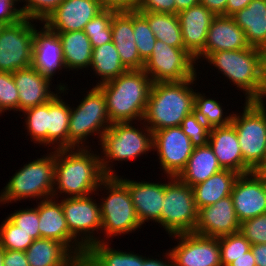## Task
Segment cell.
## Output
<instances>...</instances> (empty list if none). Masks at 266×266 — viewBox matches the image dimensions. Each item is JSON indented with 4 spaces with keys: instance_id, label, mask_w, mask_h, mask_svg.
<instances>
[{
    "instance_id": "obj_52",
    "label": "cell",
    "mask_w": 266,
    "mask_h": 266,
    "mask_svg": "<svg viewBox=\"0 0 266 266\" xmlns=\"http://www.w3.org/2000/svg\"><path fill=\"white\" fill-rule=\"evenodd\" d=\"M228 0H200V4L212 11L216 16H226Z\"/></svg>"
},
{
    "instance_id": "obj_43",
    "label": "cell",
    "mask_w": 266,
    "mask_h": 266,
    "mask_svg": "<svg viewBox=\"0 0 266 266\" xmlns=\"http://www.w3.org/2000/svg\"><path fill=\"white\" fill-rule=\"evenodd\" d=\"M7 216L16 226L20 227V230L30 234L34 240L40 239L38 202L36 207L34 205L33 208H20Z\"/></svg>"
},
{
    "instance_id": "obj_14",
    "label": "cell",
    "mask_w": 266,
    "mask_h": 266,
    "mask_svg": "<svg viewBox=\"0 0 266 266\" xmlns=\"http://www.w3.org/2000/svg\"><path fill=\"white\" fill-rule=\"evenodd\" d=\"M194 146L181 126L153 132L152 151H156L160 169L166 176L177 177L185 168Z\"/></svg>"
},
{
    "instance_id": "obj_58",
    "label": "cell",
    "mask_w": 266,
    "mask_h": 266,
    "mask_svg": "<svg viewBox=\"0 0 266 266\" xmlns=\"http://www.w3.org/2000/svg\"><path fill=\"white\" fill-rule=\"evenodd\" d=\"M263 73L266 82V47L263 49Z\"/></svg>"
},
{
    "instance_id": "obj_48",
    "label": "cell",
    "mask_w": 266,
    "mask_h": 266,
    "mask_svg": "<svg viewBox=\"0 0 266 266\" xmlns=\"http://www.w3.org/2000/svg\"><path fill=\"white\" fill-rule=\"evenodd\" d=\"M135 10L176 14V4L174 0H138Z\"/></svg>"
},
{
    "instance_id": "obj_32",
    "label": "cell",
    "mask_w": 266,
    "mask_h": 266,
    "mask_svg": "<svg viewBox=\"0 0 266 266\" xmlns=\"http://www.w3.org/2000/svg\"><path fill=\"white\" fill-rule=\"evenodd\" d=\"M59 92L48 102V149L58 150L68 148V128L71 108ZM54 145V146H53ZM51 146V147H50ZM50 147V148H49Z\"/></svg>"
},
{
    "instance_id": "obj_30",
    "label": "cell",
    "mask_w": 266,
    "mask_h": 266,
    "mask_svg": "<svg viewBox=\"0 0 266 266\" xmlns=\"http://www.w3.org/2000/svg\"><path fill=\"white\" fill-rule=\"evenodd\" d=\"M239 175L234 171L222 169L206 181L193 186L197 210L213 205L218 200L230 196Z\"/></svg>"
},
{
    "instance_id": "obj_41",
    "label": "cell",
    "mask_w": 266,
    "mask_h": 266,
    "mask_svg": "<svg viewBox=\"0 0 266 266\" xmlns=\"http://www.w3.org/2000/svg\"><path fill=\"white\" fill-rule=\"evenodd\" d=\"M220 246L221 266H228L250 250V242L240 233L221 236L218 238Z\"/></svg>"
},
{
    "instance_id": "obj_16",
    "label": "cell",
    "mask_w": 266,
    "mask_h": 266,
    "mask_svg": "<svg viewBox=\"0 0 266 266\" xmlns=\"http://www.w3.org/2000/svg\"><path fill=\"white\" fill-rule=\"evenodd\" d=\"M238 221L266 213V175L257 172L241 174L231 192Z\"/></svg>"
},
{
    "instance_id": "obj_26",
    "label": "cell",
    "mask_w": 266,
    "mask_h": 266,
    "mask_svg": "<svg viewBox=\"0 0 266 266\" xmlns=\"http://www.w3.org/2000/svg\"><path fill=\"white\" fill-rule=\"evenodd\" d=\"M111 29L112 42L124 67L127 70L143 69L144 62L140 58L134 40L133 10L115 12L111 20Z\"/></svg>"
},
{
    "instance_id": "obj_55",
    "label": "cell",
    "mask_w": 266,
    "mask_h": 266,
    "mask_svg": "<svg viewBox=\"0 0 266 266\" xmlns=\"http://www.w3.org/2000/svg\"><path fill=\"white\" fill-rule=\"evenodd\" d=\"M228 266H256L255 258L251 249L239 258H236V260L231 262Z\"/></svg>"
},
{
    "instance_id": "obj_54",
    "label": "cell",
    "mask_w": 266,
    "mask_h": 266,
    "mask_svg": "<svg viewBox=\"0 0 266 266\" xmlns=\"http://www.w3.org/2000/svg\"><path fill=\"white\" fill-rule=\"evenodd\" d=\"M252 0H228L226 7V16H232L237 11L247 7Z\"/></svg>"
},
{
    "instance_id": "obj_15",
    "label": "cell",
    "mask_w": 266,
    "mask_h": 266,
    "mask_svg": "<svg viewBox=\"0 0 266 266\" xmlns=\"http://www.w3.org/2000/svg\"><path fill=\"white\" fill-rule=\"evenodd\" d=\"M178 243L169 248L174 266H221L218 238L195 233L169 236Z\"/></svg>"
},
{
    "instance_id": "obj_24",
    "label": "cell",
    "mask_w": 266,
    "mask_h": 266,
    "mask_svg": "<svg viewBox=\"0 0 266 266\" xmlns=\"http://www.w3.org/2000/svg\"><path fill=\"white\" fill-rule=\"evenodd\" d=\"M177 15L181 25L184 49L196 58L204 50L209 27L216 15L200 3Z\"/></svg>"
},
{
    "instance_id": "obj_37",
    "label": "cell",
    "mask_w": 266,
    "mask_h": 266,
    "mask_svg": "<svg viewBox=\"0 0 266 266\" xmlns=\"http://www.w3.org/2000/svg\"><path fill=\"white\" fill-rule=\"evenodd\" d=\"M23 115L26 136H30L31 142L48 148V103L28 108L22 112Z\"/></svg>"
},
{
    "instance_id": "obj_42",
    "label": "cell",
    "mask_w": 266,
    "mask_h": 266,
    "mask_svg": "<svg viewBox=\"0 0 266 266\" xmlns=\"http://www.w3.org/2000/svg\"><path fill=\"white\" fill-rule=\"evenodd\" d=\"M63 0H19L20 9L27 19L42 25Z\"/></svg>"
},
{
    "instance_id": "obj_10",
    "label": "cell",
    "mask_w": 266,
    "mask_h": 266,
    "mask_svg": "<svg viewBox=\"0 0 266 266\" xmlns=\"http://www.w3.org/2000/svg\"><path fill=\"white\" fill-rule=\"evenodd\" d=\"M165 177L168 181L165 180L160 225L169 236L193 233L198 221L193 189L177 177Z\"/></svg>"
},
{
    "instance_id": "obj_39",
    "label": "cell",
    "mask_w": 266,
    "mask_h": 266,
    "mask_svg": "<svg viewBox=\"0 0 266 266\" xmlns=\"http://www.w3.org/2000/svg\"><path fill=\"white\" fill-rule=\"evenodd\" d=\"M133 32L138 53L145 63L151 56L157 39L147 20L137 10H133Z\"/></svg>"
},
{
    "instance_id": "obj_36",
    "label": "cell",
    "mask_w": 266,
    "mask_h": 266,
    "mask_svg": "<svg viewBox=\"0 0 266 266\" xmlns=\"http://www.w3.org/2000/svg\"><path fill=\"white\" fill-rule=\"evenodd\" d=\"M222 103L216 98H209L206 93L196 92L194 97V112L210 128L231 124L233 111L224 112ZM225 114V115H224ZM228 114V115H226Z\"/></svg>"
},
{
    "instance_id": "obj_34",
    "label": "cell",
    "mask_w": 266,
    "mask_h": 266,
    "mask_svg": "<svg viewBox=\"0 0 266 266\" xmlns=\"http://www.w3.org/2000/svg\"><path fill=\"white\" fill-rule=\"evenodd\" d=\"M90 68L94 72L92 74L100 79L96 80L95 86L114 80L127 71L112 41L93 48Z\"/></svg>"
},
{
    "instance_id": "obj_19",
    "label": "cell",
    "mask_w": 266,
    "mask_h": 266,
    "mask_svg": "<svg viewBox=\"0 0 266 266\" xmlns=\"http://www.w3.org/2000/svg\"><path fill=\"white\" fill-rule=\"evenodd\" d=\"M240 222L237 219L231 195L218 200L213 205L198 210V221L193 233L206 237L238 233Z\"/></svg>"
},
{
    "instance_id": "obj_53",
    "label": "cell",
    "mask_w": 266,
    "mask_h": 266,
    "mask_svg": "<svg viewBox=\"0 0 266 266\" xmlns=\"http://www.w3.org/2000/svg\"><path fill=\"white\" fill-rule=\"evenodd\" d=\"M250 249L255 258L256 266H266V243L251 245Z\"/></svg>"
},
{
    "instance_id": "obj_7",
    "label": "cell",
    "mask_w": 266,
    "mask_h": 266,
    "mask_svg": "<svg viewBox=\"0 0 266 266\" xmlns=\"http://www.w3.org/2000/svg\"><path fill=\"white\" fill-rule=\"evenodd\" d=\"M0 192V205L21 200L41 201L53 197L55 150L20 167ZM35 198V199H34ZM14 201V202H13Z\"/></svg>"
},
{
    "instance_id": "obj_57",
    "label": "cell",
    "mask_w": 266,
    "mask_h": 266,
    "mask_svg": "<svg viewBox=\"0 0 266 266\" xmlns=\"http://www.w3.org/2000/svg\"><path fill=\"white\" fill-rule=\"evenodd\" d=\"M255 172L266 175V155L263 164Z\"/></svg>"
},
{
    "instance_id": "obj_31",
    "label": "cell",
    "mask_w": 266,
    "mask_h": 266,
    "mask_svg": "<svg viewBox=\"0 0 266 266\" xmlns=\"http://www.w3.org/2000/svg\"><path fill=\"white\" fill-rule=\"evenodd\" d=\"M222 170L218 160L209 144L194 147L185 168L177 178L183 183L193 187L206 181L213 174Z\"/></svg>"
},
{
    "instance_id": "obj_59",
    "label": "cell",
    "mask_w": 266,
    "mask_h": 266,
    "mask_svg": "<svg viewBox=\"0 0 266 266\" xmlns=\"http://www.w3.org/2000/svg\"><path fill=\"white\" fill-rule=\"evenodd\" d=\"M4 249L0 246V266H4Z\"/></svg>"
},
{
    "instance_id": "obj_22",
    "label": "cell",
    "mask_w": 266,
    "mask_h": 266,
    "mask_svg": "<svg viewBox=\"0 0 266 266\" xmlns=\"http://www.w3.org/2000/svg\"><path fill=\"white\" fill-rule=\"evenodd\" d=\"M42 26L34 30L31 66L48 79L54 80L56 72L66 69L61 41L58 33L51 31L44 23Z\"/></svg>"
},
{
    "instance_id": "obj_11",
    "label": "cell",
    "mask_w": 266,
    "mask_h": 266,
    "mask_svg": "<svg viewBox=\"0 0 266 266\" xmlns=\"http://www.w3.org/2000/svg\"><path fill=\"white\" fill-rule=\"evenodd\" d=\"M197 69L195 58L184 48L169 46L158 39L143 67L153 83L191 79L197 73L202 74Z\"/></svg>"
},
{
    "instance_id": "obj_2",
    "label": "cell",
    "mask_w": 266,
    "mask_h": 266,
    "mask_svg": "<svg viewBox=\"0 0 266 266\" xmlns=\"http://www.w3.org/2000/svg\"><path fill=\"white\" fill-rule=\"evenodd\" d=\"M199 74L184 81L152 84L144 115L145 125L152 131L181 126L182 120L194 111V97ZM193 84H195L193 86Z\"/></svg>"
},
{
    "instance_id": "obj_25",
    "label": "cell",
    "mask_w": 266,
    "mask_h": 266,
    "mask_svg": "<svg viewBox=\"0 0 266 266\" xmlns=\"http://www.w3.org/2000/svg\"><path fill=\"white\" fill-rule=\"evenodd\" d=\"M208 144L222 169L240 175L253 172L243 161L237 132L232 124L210 128Z\"/></svg>"
},
{
    "instance_id": "obj_3",
    "label": "cell",
    "mask_w": 266,
    "mask_h": 266,
    "mask_svg": "<svg viewBox=\"0 0 266 266\" xmlns=\"http://www.w3.org/2000/svg\"><path fill=\"white\" fill-rule=\"evenodd\" d=\"M203 60L227 77L226 80L243 93L244 101H266L262 49L250 46L243 50L219 51L207 54Z\"/></svg>"
},
{
    "instance_id": "obj_47",
    "label": "cell",
    "mask_w": 266,
    "mask_h": 266,
    "mask_svg": "<svg viewBox=\"0 0 266 266\" xmlns=\"http://www.w3.org/2000/svg\"><path fill=\"white\" fill-rule=\"evenodd\" d=\"M17 4L19 0H0V23L2 25H10L24 18Z\"/></svg>"
},
{
    "instance_id": "obj_49",
    "label": "cell",
    "mask_w": 266,
    "mask_h": 266,
    "mask_svg": "<svg viewBox=\"0 0 266 266\" xmlns=\"http://www.w3.org/2000/svg\"><path fill=\"white\" fill-rule=\"evenodd\" d=\"M103 9L118 11L135 10L138 0H97Z\"/></svg>"
},
{
    "instance_id": "obj_33",
    "label": "cell",
    "mask_w": 266,
    "mask_h": 266,
    "mask_svg": "<svg viewBox=\"0 0 266 266\" xmlns=\"http://www.w3.org/2000/svg\"><path fill=\"white\" fill-rule=\"evenodd\" d=\"M109 243L111 242L101 241L92 244L86 250L82 266H139L143 264V254L111 248Z\"/></svg>"
},
{
    "instance_id": "obj_1",
    "label": "cell",
    "mask_w": 266,
    "mask_h": 266,
    "mask_svg": "<svg viewBox=\"0 0 266 266\" xmlns=\"http://www.w3.org/2000/svg\"><path fill=\"white\" fill-rule=\"evenodd\" d=\"M91 149L55 150L54 198L85 197L95 194L106 175L102 171L100 153L96 149Z\"/></svg>"
},
{
    "instance_id": "obj_6",
    "label": "cell",
    "mask_w": 266,
    "mask_h": 266,
    "mask_svg": "<svg viewBox=\"0 0 266 266\" xmlns=\"http://www.w3.org/2000/svg\"><path fill=\"white\" fill-rule=\"evenodd\" d=\"M99 191L104 192L100 195ZM95 195L101 196V201H98L102 219L101 234L102 232L105 234L101 241L111 242L110 238L140 231L142 226L137 218L128 187L117 176H106Z\"/></svg>"
},
{
    "instance_id": "obj_12",
    "label": "cell",
    "mask_w": 266,
    "mask_h": 266,
    "mask_svg": "<svg viewBox=\"0 0 266 266\" xmlns=\"http://www.w3.org/2000/svg\"><path fill=\"white\" fill-rule=\"evenodd\" d=\"M33 20L24 17L19 22L0 29V71L15 72L32 64L33 37L37 28Z\"/></svg>"
},
{
    "instance_id": "obj_9",
    "label": "cell",
    "mask_w": 266,
    "mask_h": 266,
    "mask_svg": "<svg viewBox=\"0 0 266 266\" xmlns=\"http://www.w3.org/2000/svg\"><path fill=\"white\" fill-rule=\"evenodd\" d=\"M266 101H245L242 113H233L231 124L237 132V139L244 163L256 171L266 155Z\"/></svg>"
},
{
    "instance_id": "obj_8",
    "label": "cell",
    "mask_w": 266,
    "mask_h": 266,
    "mask_svg": "<svg viewBox=\"0 0 266 266\" xmlns=\"http://www.w3.org/2000/svg\"><path fill=\"white\" fill-rule=\"evenodd\" d=\"M92 87L77 107L70 106L68 148H91L92 145H87L90 143L88 138L97 136L98 143L101 142L103 134L112 125L103 91L98 86Z\"/></svg>"
},
{
    "instance_id": "obj_50",
    "label": "cell",
    "mask_w": 266,
    "mask_h": 266,
    "mask_svg": "<svg viewBox=\"0 0 266 266\" xmlns=\"http://www.w3.org/2000/svg\"><path fill=\"white\" fill-rule=\"evenodd\" d=\"M4 266H29L24 251L5 250L4 249Z\"/></svg>"
},
{
    "instance_id": "obj_4",
    "label": "cell",
    "mask_w": 266,
    "mask_h": 266,
    "mask_svg": "<svg viewBox=\"0 0 266 266\" xmlns=\"http://www.w3.org/2000/svg\"><path fill=\"white\" fill-rule=\"evenodd\" d=\"M152 80L143 69L127 70L98 86L104 93L111 123L139 122L144 119Z\"/></svg>"
},
{
    "instance_id": "obj_51",
    "label": "cell",
    "mask_w": 266,
    "mask_h": 266,
    "mask_svg": "<svg viewBox=\"0 0 266 266\" xmlns=\"http://www.w3.org/2000/svg\"><path fill=\"white\" fill-rule=\"evenodd\" d=\"M163 254L162 256L164 258L162 259L161 257L159 259L153 258L152 255L146 257V254H145L143 264H139V266H174V262H173V259L171 257L169 250H166V252L165 253L163 252Z\"/></svg>"
},
{
    "instance_id": "obj_56",
    "label": "cell",
    "mask_w": 266,
    "mask_h": 266,
    "mask_svg": "<svg viewBox=\"0 0 266 266\" xmlns=\"http://www.w3.org/2000/svg\"><path fill=\"white\" fill-rule=\"evenodd\" d=\"M176 4V14L179 12L190 8L191 6L197 5L200 3V0H174Z\"/></svg>"
},
{
    "instance_id": "obj_17",
    "label": "cell",
    "mask_w": 266,
    "mask_h": 266,
    "mask_svg": "<svg viewBox=\"0 0 266 266\" xmlns=\"http://www.w3.org/2000/svg\"><path fill=\"white\" fill-rule=\"evenodd\" d=\"M12 75L19 92V113L28 108L48 103L61 91L64 96L66 93L68 94L67 90H70L68 84L59 83L53 91L52 80L32 66L16 70Z\"/></svg>"
},
{
    "instance_id": "obj_5",
    "label": "cell",
    "mask_w": 266,
    "mask_h": 266,
    "mask_svg": "<svg viewBox=\"0 0 266 266\" xmlns=\"http://www.w3.org/2000/svg\"><path fill=\"white\" fill-rule=\"evenodd\" d=\"M138 123H113L103 134L98 145L102 148L100 149L102 150L100 151V160L102 171L106 176L118 175L115 173L114 165L117 164L115 161L127 162L131 159L134 161V159L142 157L144 154L146 156L152 151L153 132L143 120Z\"/></svg>"
},
{
    "instance_id": "obj_46",
    "label": "cell",
    "mask_w": 266,
    "mask_h": 266,
    "mask_svg": "<svg viewBox=\"0 0 266 266\" xmlns=\"http://www.w3.org/2000/svg\"><path fill=\"white\" fill-rule=\"evenodd\" d=\"M239 232L251 245L266 243V213L241 222Z\"/></svg>"
},
{
    "instance_id": "obj_21",
    "label": "cell",
    "mask_w": 266,
    "mask_h": 266,
    "mask_svg": "<svg viewBox=\"0 0 266 266\" xmlns=\"http://www.w3.org/2000/svg\"><path fill=\"white\" fill-rule=\"evenodd\" d=\"M102 10L97 0H63L44 24L54 33L79 31Z\"/></svg>"
},
{
    "instance_id": "obj_20",
    "label": "cell",
    "mask_w": 266,
    "mask_h": 266,
    "mask_svg": "<svg viewBox=\"0 0 266 266\" xmlns=\"http://www.w3.org/2000/svg\"><path fill=\"white\" fill-rule=\"evenodd\" d=\"M128 187L138 220L143 224L152 221L159 224L165 195V181H134L117 175ZM162 182V183H161Z\"/></svg>"
},
{
    "instance_id": "obj_44",
    "label": "cell",
    "mask_w": 266,
    "mask_h": 266,
    "mask_svg": "<svg viewBox=\"0 0 266 266\" xmlns=\"http://www.w3.org/2000/svg\"><path fill=\"white\" fill-rule=\"evenodd\" d=\"M0 110L19 112V92L15 85L12 72L0 71Z\"/></svg>"
},
{
    "instance_id": "obj_28",
    "label": "cell",
    "mask_w": 266,
    "mask_h": 266,
    "mask_svg": "<svg viewBox=\"0 0 266 266\" xmlns=\"http://www.w3.org/2000/svg\"><path fill=\"white\" fill-rule=\"evenodd\" d=\"M245 32L251 47H266V0H252L247 7L231 16Z\"/></svg>"
},
{
    "instance_id": "obj_38",
    "label": "cell",
    "mask_w": 266,
    "mask_h": 266,
    "mask_svg": "<svg viewBox=\"0 0 266 266\" xmlns=\"http://www.w3.org/2000/svg\"><path fill=\"white\" fill-rule=\"evenodd\" d=\"M115 12L111 9H103L85 25L83 31L93 48L112 41L111 20Z\"/></svg>"
},
{
    "instance_id": "obj_18",
    "label": "cell",
    "mask_w": 266,
    "mask_h": 266,
    "mask_svg": "<svg viewBox=\"0 0 266 266\" xmlns=\"http://www.w3.org/2000/svg\"><path fill=\"white\" fill-rule=\"evenodd\" d=\"M40 238L54 239L65 244L81 261L86 249L70 234L59 198L38 202Z\"/></svg>"
},
{
    "instance_id": "obj_35",
    "label": "cell",
    "mask_w": 266,
    "mask_h": 266,
    "mask_svg": "<svg viewBox=\"0 0 266 266\" xmlns=\"http://www.w3.org/2000/svg\"><path fill=\"white\" fill-rule=\"evenodd\" d=\"M138 12L147 20L156 39L172 47L184 48L181 25L177 14Z\"/></svg>"
},
{
    "instance_id": "obj_40",
    "label": "cell",
    "mask_w": 266,
    "mask_h": 266,
    "mask_svg": "<svg viewBox=\"0 0 266 266\" xmlns=\"http://www.w3.org/2000/svg\"><path fill=\"white\" fill-rule=\"evenodd\" d=\"M34 239L20 230L8 217L0 225V246L5 250L26 251Z\"/></svg>"
},
{
    "instance_id": "obj_13",
    "label": "cell",
    "mask_w": 266,
    "mask_h": 266,
    "mask_svg": "<svg viewBox=\"0 0 266 266\" xmlns=\"http://www.w3.org/2000/svg\"><path fill=\"white\" fill-rule=\"evenodd\" d=\"M92 195L95 194L85 197H66L60 200L70 234L86 250L92 244L101 242L100 204ZM96 233L99 235L97 236Z\"/></svg>"
},
{
    "instance_id": "obj_29",
    "label": "cell",
    "mask_w": 266,
    "mask_h": 266,
    "mask_svg": "<svg viewBox=\"0 0 266 266\" xmlns=\"http://www.w3.org/2000/svg\"><path fill=\"white\" fill-rule=\"evenodd\" d=\"M66 71L90 70L93 47L83 30L58 33Z\"/></svg>"
},
{
    "instance_id": "obj_45",
    "label": "cell",
    "mask_w": 266,
    "mask_h": 266,
    "mask_svg": "<svg viewBox=\"0 0 266 266\" xmlns=\"http://www.w3.org/2000/svg\"><path fill=\"white\" fill-rule=\"evenodd\" d=\"M181 128L190 138L194 147L208 144L210 127L206 125L194 111L182 120Z\"/></svg>"
},
{
    "instance_id": "obj_23",
    "label": "cell",
    "mask_w": 266,
    "mask_h": 266,
    "mask_svg": "<svg viewBox=\"0 0 266 266\" xmlns=\"http://www.w3.org/2000/svg\"><path fill=\"white\" fill-rule=\"evenodd\" d=\"M245 32L231 16H216L207 33L204 50L195 58L198 63L207 55L219 51L243 50L249 48ZM201 59V60H199Z\"/></svg>"
},
{
    "instance_id": "obj_27",
    "label": "cell",
    "mask_w": 266,
    "mask_h": 266,
    "mask_svg": "<svg viewBox=\"0 0 266 266\" xmlns=\"http://www.w3.org/2000/svg\"><path fill=\"white\" fill-rule=\"evenodd\" d=\"M29 266H82V261L63 243L40 238L25 251Z\"/></svg>"
}]
</instances>
